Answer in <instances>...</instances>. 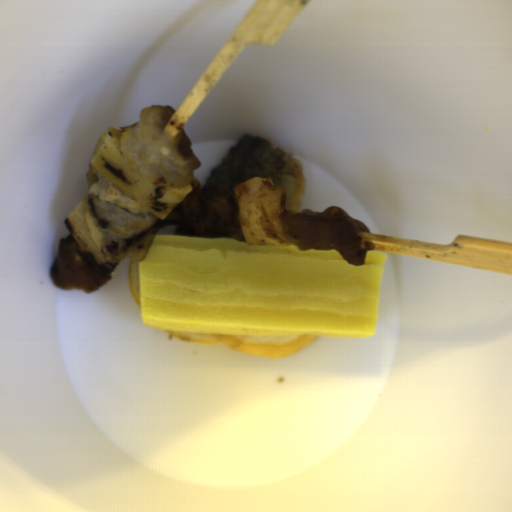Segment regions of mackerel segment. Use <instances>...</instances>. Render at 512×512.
Returning <instances> with one entry per match:
<instances>
[{
	"mask_svg": "<svg viewBox=\"0 0 512 512\" xmlns=\"http://www.w3.org/2000/svg\"><path fill=\"white\" fill-rule=\"evenodd\" d=\"M250 178L271 179L282 187L286 210L299 213L306 180L301 161L290 152L278 149L270 139L243 134L229 147L219 165L209 170L206 186L220 184L233 194L237 186Z\"/></svg>",
	"mask_w": 512,
	"mask_h": 512,
	"instance_id": "14911b7f",
	"label": "mackerel segment"
}]
</instances>
